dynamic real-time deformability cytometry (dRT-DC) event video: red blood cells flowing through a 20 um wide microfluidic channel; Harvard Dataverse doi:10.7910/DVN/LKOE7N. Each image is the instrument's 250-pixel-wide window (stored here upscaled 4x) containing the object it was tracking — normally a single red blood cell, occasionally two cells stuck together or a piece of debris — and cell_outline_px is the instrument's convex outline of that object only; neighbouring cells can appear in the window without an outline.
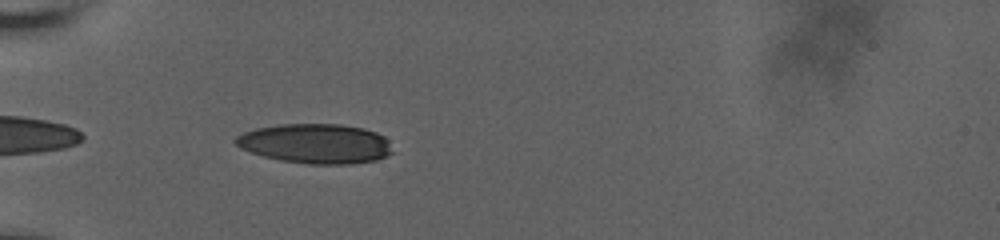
{"species": "human", "species_latin": "Homo sapiens", "temperature_condition": "room temperature", "stored_images_in_passage": 16, "camera_frame_rate_fps": 3000, "um_per_image_px": 0.085, "donor": {"sex": "male"}, "frame": {"image": 1, "passage_image": 5, "time_ms": 0.667, "image_size_px": [1000, 240], "cell_outline_px": [[392, 152], [376, 160], [348, 164], [308, 164], [280, 160], [264, 156], [240, 148], [232, 140], [236, 136], [244, 132], [256, 128], [280, 124], [340, 124], [364, 128], [376, 132], [384, 136], [388, 140]], "centroid_in_image_um": [26.8, 12.2], "position_along_channel_um": 58.2, "area_um2": 36.24}}
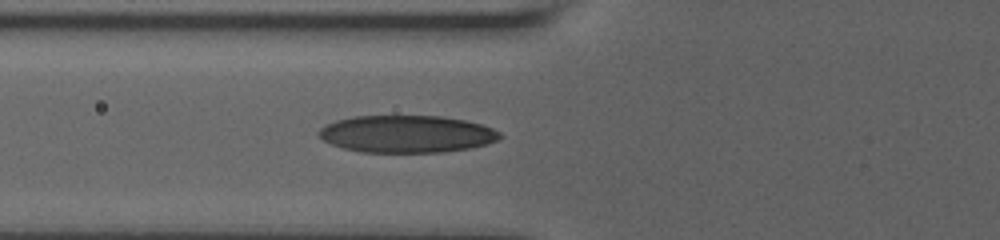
{"frame": {"image": 2, "passage_image": 14, "time_ms": 2.0, "image_size_px": [1000, 240], "cell_outline_px": [[504, 136], [500, 140], [468, 148], [444, 152], [360, 152], [344, 148], [332, 144], [324, 140], [316, 132], [324, 124], [336, 120], [352, 116], [440, 116], [464, 120], [480, 124], [492, 128], [500, 132]], "centroid_in_image_um": [34.56, 11.38], "position_along_channel_um": 91.2, "area_um2": 39.36}}